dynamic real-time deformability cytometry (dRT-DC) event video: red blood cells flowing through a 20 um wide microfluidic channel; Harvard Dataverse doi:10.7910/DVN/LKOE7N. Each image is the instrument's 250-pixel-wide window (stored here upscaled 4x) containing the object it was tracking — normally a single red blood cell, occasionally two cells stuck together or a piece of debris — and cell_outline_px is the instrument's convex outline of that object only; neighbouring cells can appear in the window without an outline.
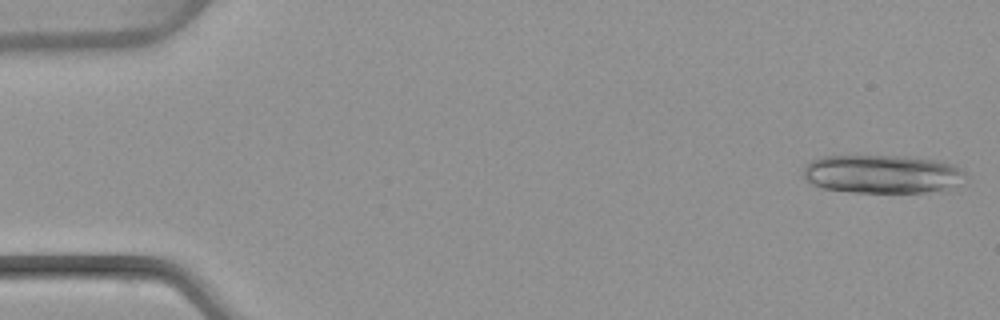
{"species": "common noctule bat (a hibernating species)", "species_latin": "Nyctalus noctula", "temperature_condition": "warm", "stored_images_in_passage": 20, "camera_frame_rate_fps": 3000, "um_per_image_px": 0.085, "animal": {"sex": "female", "body_mass_g": 22.7, "forearm_length_mm": 54.2}, "frame": {"image": 1, "passage_image": 1, "time_ms": 0.0, "image_size_px": [1000, 320], "cell_outline_px": [[968, 176], [960, 184], [948, 192], [852, 192], [824, 188], [812, 184], [804, 176], [804, 164], [820, 156], [904, 156], [936, 160], [952, 164], [960, 168]], "centroid_in_image_um": [75.07, 14.8], "position_along_channel_um": 9.9, "area_um2": 36.88}}